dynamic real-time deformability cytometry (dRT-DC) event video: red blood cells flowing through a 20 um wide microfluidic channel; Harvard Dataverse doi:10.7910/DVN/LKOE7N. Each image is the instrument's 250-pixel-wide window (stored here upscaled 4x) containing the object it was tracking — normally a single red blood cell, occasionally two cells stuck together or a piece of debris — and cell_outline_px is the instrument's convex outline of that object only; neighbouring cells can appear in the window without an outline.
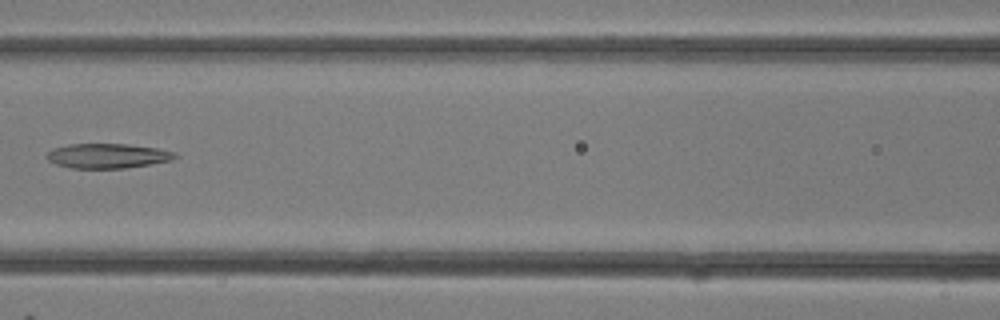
{"species": "common noctule bat (a hibernating species)", "species_latin": "Nyctalus noctula", "temperature_condition": "room temperature", "stored_images_in_passage": 9, "camera_frame_rate_fps": 3000, "um_per_image_px": 0.085, "animal": {"sex": "female"}, "frame": {"image": 1, "passage_image": 6, "time_ms": 1.667, "image_size_px": [1000, 320], "cell_outline_px": [[180, 156], [172, 160], [124, 168], [72, 168], [56, 164], [48, 160], [44, 156], [52, 148], [68, 144], [128, 144], [156, 148], [176, 152]], "centroid_in_image_um": [9.13, 13.24], "position_along_channel_um": 157.5, "area_um2": 18.5}}
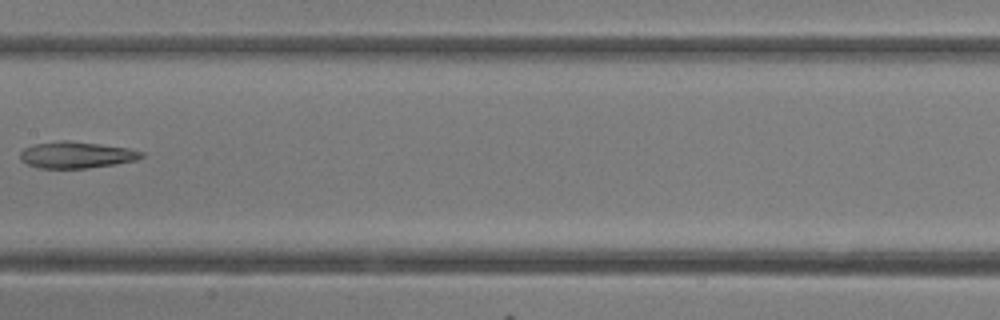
{"frame": {"image": 2, "passage_image": 8, "time_ms": 2.333, "image_size_px": [1000, 320], "cell_outline_px": [[144, 156], [136, 160], [116, 164], [88, 168], [40, 168], [28, 164], [20, 160], [20, 152], [24, 148], [32, 144], [60, 140], [68, 140], [100, 144], [128, 148], [144, 152]], "centroid_in_image_um": [6.48, 13.16], "position_along_channel_um": 200.9, "area_um2": 18.84}}